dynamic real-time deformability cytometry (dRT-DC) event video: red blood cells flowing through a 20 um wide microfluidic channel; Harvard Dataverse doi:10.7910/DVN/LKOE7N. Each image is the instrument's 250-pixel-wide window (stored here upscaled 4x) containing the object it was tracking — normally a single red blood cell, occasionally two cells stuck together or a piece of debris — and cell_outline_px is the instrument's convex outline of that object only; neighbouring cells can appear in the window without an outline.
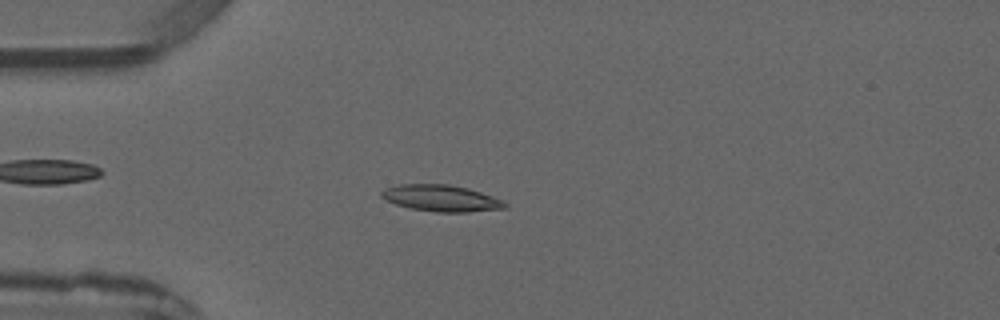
{"species": "common noctule bat (a hibernating species)", "species_latin": "Nyctalus noctula", "temperature_condition": "warm", "stored_images_in_passage": 3, "camera_frame_rate_fps": 3000, "um_per_image_px": 0.085, "animal": {"sex": "male", "forearm_length_mm": 52.5}, "frame": {"image": 1, "passage_image": 2, "time_ms": 1.333, "image_size_px": [1000, 320], "cell_outline_px": [[508, 204], [504, 208], [468, 212], [436, 212], [412, 208], [396, 204], [380, 196], [380, 192], [384, 188], [400, 184], [448, 184], [468, 188], [504, 200]], "centroid_in_image_um": [37.5, 16.84], "position_along_channel_um": 47.5, "area_um2": 18.96}}